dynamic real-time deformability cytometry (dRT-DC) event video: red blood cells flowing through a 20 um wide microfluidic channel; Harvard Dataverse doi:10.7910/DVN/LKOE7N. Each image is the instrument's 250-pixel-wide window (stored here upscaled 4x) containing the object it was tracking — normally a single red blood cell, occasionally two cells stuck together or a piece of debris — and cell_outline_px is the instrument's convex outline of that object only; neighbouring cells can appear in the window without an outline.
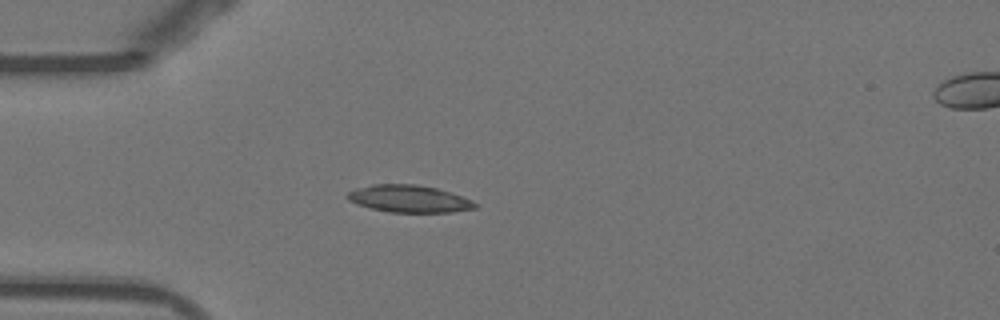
{"species": "Egyptian fruit bat (a non-hibernating species)", "species_latin": "Rousettus aegyptiacus", "temperature_condition": "warm", "stored_images_in_passage": 41, "camera_frame_rate_fps": 3000, "um_per_image_px": 0.085, "animal": {"sex": "female"}, "frame": {"image": 1, "passage_image": 13, "time_ms": 4.0, "image_size_px": [1000, 320], "cell_outline_px": [[476, 208], [452, 212], [388, 212], [356, 204], [348, 200], [344, 196], [348, 192], [356, 188], [372, 184], [416, 184], [436, 188], [472, 200], [476, 204]], "centroid_in_image_um": [34.71, 16.89], "position_along_channel_um": 50.3, "area_um2": 20.17}}
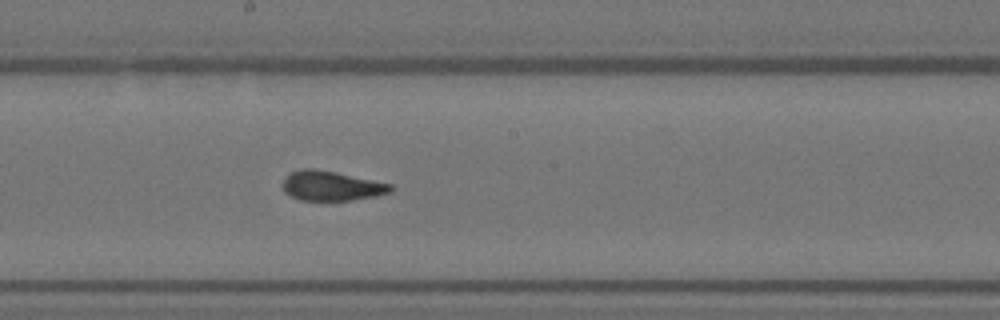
{"frame": {"image": 2, "passage_image": 27, "time_ms": 8.667, "image_size_px": [1000, 320], "cell_outline_px": [[396, 188], [392, 192], [376, 196], [352, 200], [300, 200], [284, 192], [284, 180], [288, 172], [304, 168], [312, 168], [336, 172], [392, 184]], "centroid_in_image_um": [28.2, 15.79], "position_along_channel_um": 220.0, "area_um2": 18.73}}
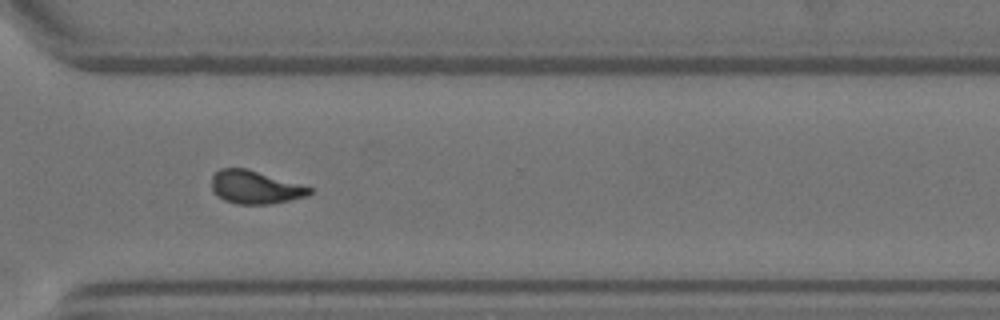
{"frame": {"image": 3, "passage_image": 37, "time_ms": 12.0, "image_size_px": [1000, 320], "cell_outline_px": [[312, 192], [308, 196], [272, 204], [236, 204], [224, 200], [216, 196], [212, 192], [212, 176], [220, 168], [248, 168], [312, 188]], "centroid_in_image_um": [21.66, 15.92], "position_along_channel_um": 348.9, "area_um2": 19.02}, "authors_computed_cell_mechanics": {"area_um2": 19.363, "velocity_mm_per_s": 3.8802, "shape_relaxation_time_tau1_ms": 6.7641, "shape_relaxation_time_tau2_ms": 1.3029, "deformation_change_tau1": 0.2338, "deformation_change_tau2": 0.0925}}